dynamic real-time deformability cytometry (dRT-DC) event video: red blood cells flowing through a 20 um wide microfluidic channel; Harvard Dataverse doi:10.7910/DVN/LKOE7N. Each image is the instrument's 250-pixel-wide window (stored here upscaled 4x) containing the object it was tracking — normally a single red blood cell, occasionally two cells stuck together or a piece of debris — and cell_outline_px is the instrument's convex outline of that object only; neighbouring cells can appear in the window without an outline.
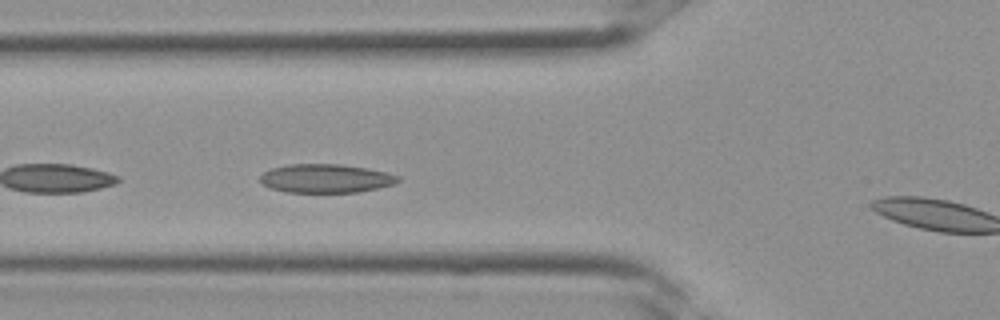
{"species": "Egyptian fruit bat (a non-hibernating species)", "species_latin": "Rousettus aegyptiacus", "temperature_condition": "room temperature", "stored_images_in_passage": 9, "camera_frame_rate_fps": 3000, "um_per_image_px": 0.085, "frame": {"image": 1, "passage_image": 8, "time_ms": 2.333, "image_size_px": [1000, 320], "cell_outline_px": [[400, 180], [396, 184], [356, 192], [284, 192], [268, 188], [260, 180], [260, 176], [264, 172], [272, 168], [292, 164], [340, 164], [368, 168], [388, 172], [400, 176]], "centroid_in_image_um": [27.72, 15.16], "position_along_channel_um": 98.1, "area_um2": 23.12}}